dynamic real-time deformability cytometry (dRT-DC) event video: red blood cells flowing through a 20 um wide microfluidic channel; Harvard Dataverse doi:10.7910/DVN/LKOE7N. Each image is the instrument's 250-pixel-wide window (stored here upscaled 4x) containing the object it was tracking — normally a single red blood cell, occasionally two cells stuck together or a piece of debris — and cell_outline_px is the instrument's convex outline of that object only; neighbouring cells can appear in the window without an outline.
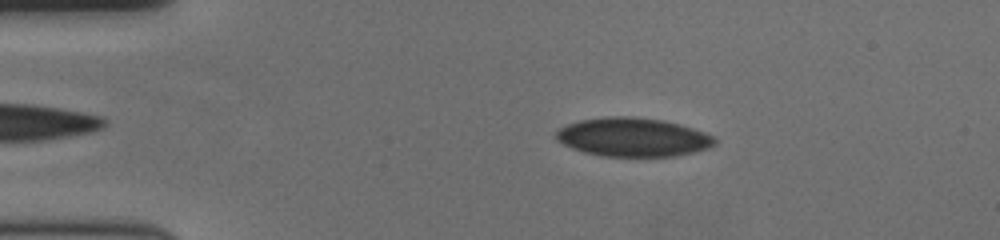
{"species": "human", "species_latin": "Homo sapiens", "temperature_condition": "cold", "stored_images_in_passage": 49, "camera_frame_rate_fps": 3000, "um_per_image_px": 0.085, "donor": {"sex": "female"}, "frame": {"image": 1, "passage_image": 10, "time_ms": 3.0, "image_size_px": [1000, 240], "cell_outline_px": [[716, 140], [712, 144], [704, 148], [692, 152], [672, 156], [604, 156], [584, 152], [564, 144], [556, 136], [556, 132], [560, 128], [568, 124], [580, 120], [608, 116], [636, 116], [664, 120], [712, 136]], "centroid_in_image_um": [53.73, 11.65], "position_along_channel_um": 31.3, "area_um2": 34.97}}
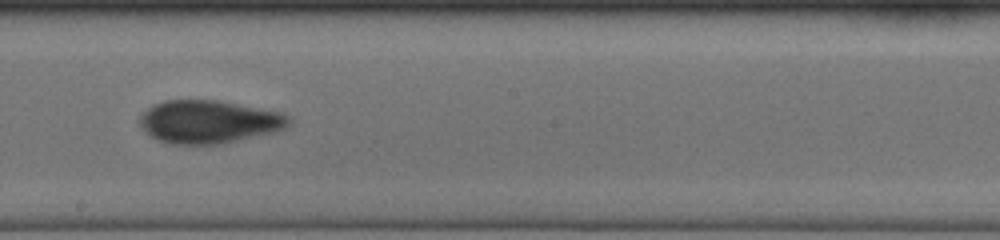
{"frame": {"image": 2, "passage_image": 32, "time_ms": 10.333, "image_size_px": [1000, 240], "cell_outline_px": [[292, 120], [284, 128], [276, 132], [220, 144], [168, 144], [156, 140], [144, 132], [140, 124], [140, 116], [152, 104], [164, 100], [220, 100], [280, 112], [288, 116]], "centroid_in_image_um": [17.72, 10.35], "position_along_channel_um": 230.5, "area_um2": 37.63}}
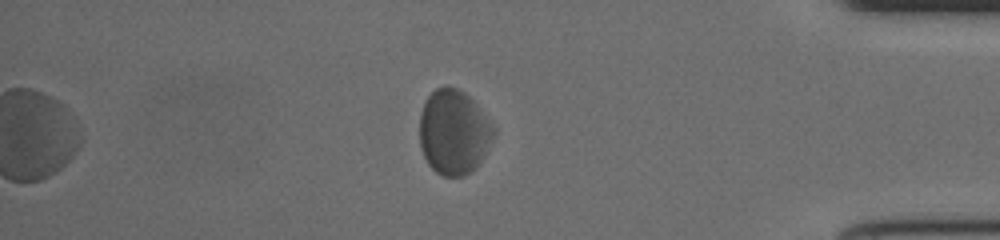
{"frame": {"image": 3, "passage_image": 49, "time_ms": 16.0, "image_size_px": [1000, 240], "cell_outline_px": [[496, 132], [476, 168], [472, 172], [464, 176], [444, 176], [436, 172], [428, 164], [424, 156], [420, 144], [420, 116], [424, 104], [428, 96], [436, 88], [444, 84], [448, 84], [464, 92], [476, 104], [496, 128]], "centroid_in_image_um": [38.57, 11.22], "position_along_channel_um": 396.6, "area_um2": 36.59}, "authors_computed_cell_mechanics": {"area_um2": 35.8938, "velocity_mm_per_s": 3.4968, "shape_relaxation_time_tau1_ms": 5.6187, "shape_relaxation_time_tau2_ms": 2.71, "deformation_change_tau1": 0.0782, "deformation_change_tau2": 0.0757}}